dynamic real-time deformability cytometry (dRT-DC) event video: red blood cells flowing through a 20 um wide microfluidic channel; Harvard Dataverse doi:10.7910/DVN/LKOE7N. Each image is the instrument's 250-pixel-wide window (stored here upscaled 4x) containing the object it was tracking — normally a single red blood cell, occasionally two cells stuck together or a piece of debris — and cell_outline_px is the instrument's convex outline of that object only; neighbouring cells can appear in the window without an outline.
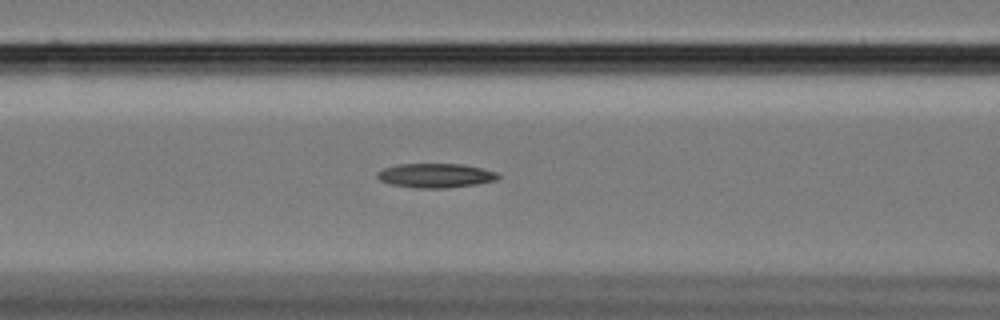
{"species": "Egyptian fruit bat (a non-hibernating species)", "species_latin": "Rousettus aegyptiacus", "temperature_condition": "cold", "stored_images_in_passage": 39, "camera_frame_rate_fps": 3000, "um_per_image_px": 0.085, "animal": {"sex": "female"}, "frame": {"image": 1, "passage_image": 10, "time_ms": 3.0, "image_size_px": [1000, 320], "cell_outline_px": [[500, 176], [496, 180], [476, 184], [448, 188], [416, 188], [392, 184], [380, 180], [376, 176], [376, 172], [384, 168], [396, 164], [460, 164], [480, 168], [496, 172]], "centroid_in_image_um": [36.99, 14.92], "position_along_channel_um": 129.6, "area_um2": 16.99}}
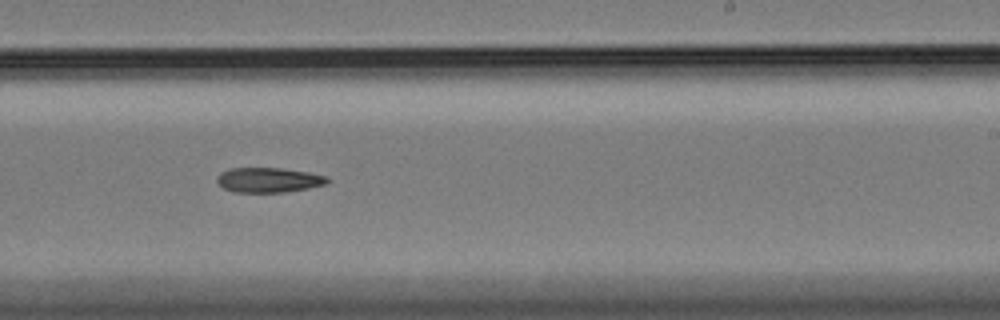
{"frame": {"image": 2, "passage_image": 22, "time_ms": 7.0, "image_size_px": [1000, 320], "cell_outline_px": [[328, 184], [308, 188], [284, 192], [232, 192], [224, 188], [216, 180], [220, 172], [228, 168], [280, 168], [308, 172], [328, 176]], "centroid_in_image_um": [22.83, 15.29], "position_along_channel_um": 266.2, "area_um2": 16.01}}
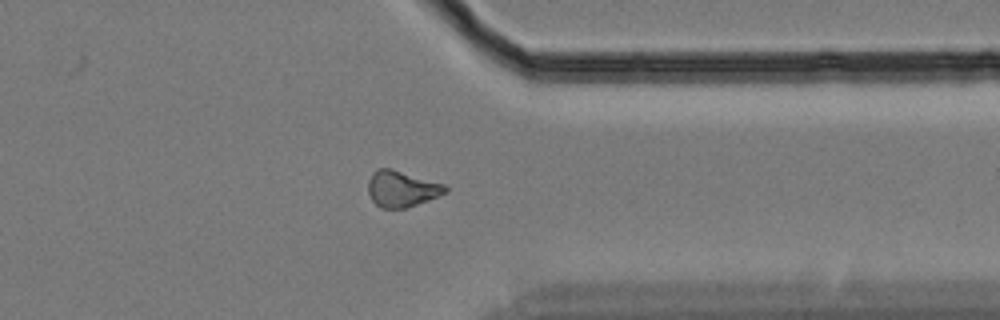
{"frame": {"image": 3, "passage_image": 32, "time_ms": 10.333, "image_size_px": [1000, 320], "cell_outline_px": [[448, 192], [428, 200], [404, 208], [380, 208], [372, 200], [368, 192], [368, 180], [372, 172], [376, 168], [392, 168], [444, 184], [448, 188]], "centroid_in_image_um": [34.13, 16.03], "position_along_channel_um": 377.3, "area_um2": 16.3}}